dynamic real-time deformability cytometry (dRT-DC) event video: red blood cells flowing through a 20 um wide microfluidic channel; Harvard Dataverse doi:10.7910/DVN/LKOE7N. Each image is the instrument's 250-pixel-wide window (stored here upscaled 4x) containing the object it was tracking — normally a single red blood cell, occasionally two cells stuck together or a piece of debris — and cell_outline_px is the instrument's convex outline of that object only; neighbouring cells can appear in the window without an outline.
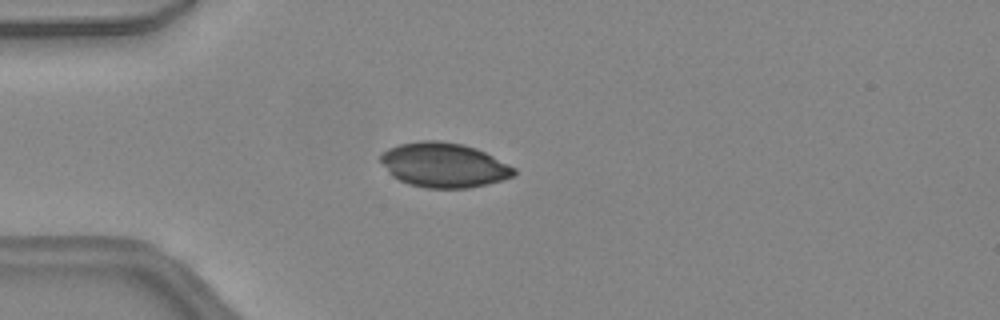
{"species": "common noctule bat (a hibernating species)", "species_latin": "Nyctalus noctula", "temperature_condition": "warm", "stored_images_in_passage": 35, "camera_frame_rate_fps": 3000, "um_per_image_px": 0.085, "animal": {"sex": "female", "body_mass_g": 24.6, "forearm_length_mm": 56.2}, "frame": {"image": 1, "passage_image": 6, "time_ms": 1.667, "image_size_px": [1000, 320], "cell_outline_px": [[516, 172], [512, 176], [504, 180], [488, 184], [468, 188], [428, 188], [408, 184], [392, 176], [388, 172], [380, 160], [380, 156], [388, 148], [400, 144], [420, 140], [440, 140], [464, 144], [476, 148], [516, 168]], "centroid_in_image_um": [37.73, 14.03], "position_along_channel_um": 47.3, "area_um2": 34.74}}